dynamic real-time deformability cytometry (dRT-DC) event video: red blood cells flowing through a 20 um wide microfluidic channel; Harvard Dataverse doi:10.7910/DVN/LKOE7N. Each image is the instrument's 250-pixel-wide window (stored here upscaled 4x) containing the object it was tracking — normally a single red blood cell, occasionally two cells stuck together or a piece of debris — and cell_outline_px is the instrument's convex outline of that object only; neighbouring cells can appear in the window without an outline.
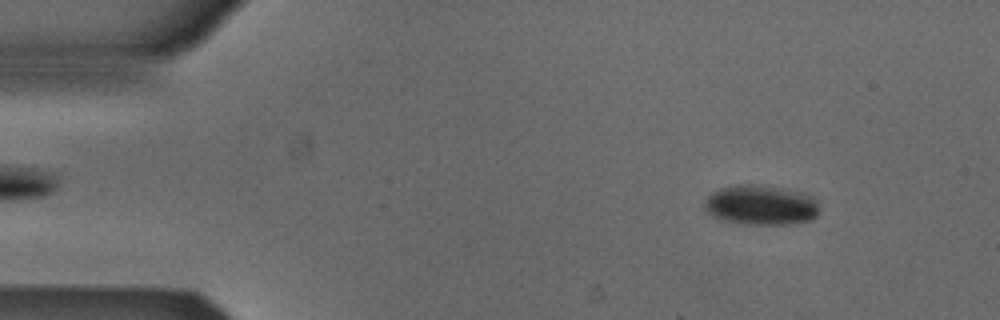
{"species": "Egyptian fruit bat (a non-hibernating species)", "species_latin": "Rousettus aegyptiacus", "temperature_condition": "cold", "stored_images_in_passage": 5, "camera_frame_rate_fps": 3000, "um_per_image_px": 0.085, "animal": {"sex": "male"}, "frame": {"image": 1, "passage_image": 1, "time_ms": 0.0, "image_size_px": [1000, 320], "cell_outline_px": [[816, 216], [812, 220], [788, 224], [756, 224], [724, 220], [712, 216], [704, 208], [704, 204], [708, 196], [712, 192], [720, 188], [736, 184], [756, 184], [784, 188], [804, 192], [816, 200]], "centroid_in_image_um": [64.66, 17.4], "position_along_channel_um": 20.3, "area_um2": 26.53}}
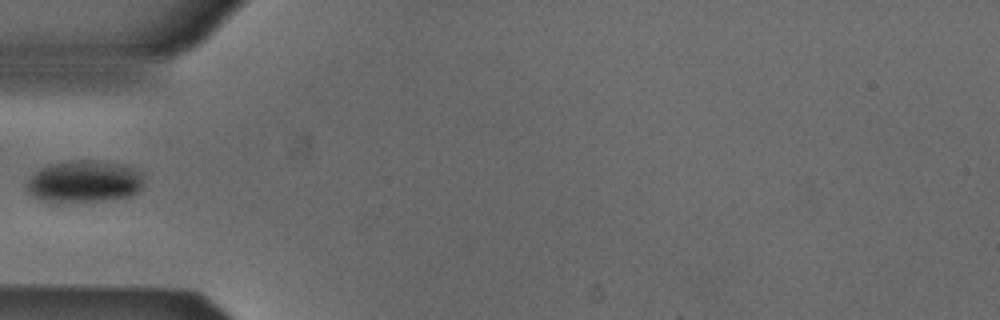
{"frame": {"image": 2, "passage_image": 4, "time_ms": 1.0, "image_size_px": [1000, 320], "cell_outline_px": [[144, 184], [132, 196], [112, 200], [56, 204], [40, 200], [32, 196], [28, 192], [28, 180], [40, 168], [48, 164], [72, 160], [88, 160], [116, 164], [140, 172], [144, 176]], "centroid_in_image_um": [7.13, 15.48], "position_along_channel_um": 77.9, "area_um2": 29.02}}
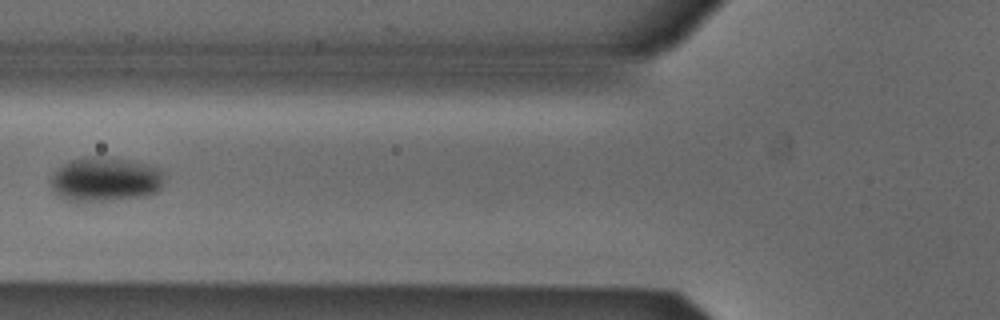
{"frame": {"image": 3, "passage_image": 5, "time_ms": 1.333, "image_size_px": [1000, 320], "cell_outline_px": [[164, 184], [156, 192], [148, 196], [112, 200], [68, 200], [56, 196], [52, 192], [48, 184], [48, 180], [56, 168], [72, 160], [84, 156], [100, 156], [148, 164], [164, 172]], "centroid_in_image_um": [8.9, 15.25], "position_along_channel_um": 116.9, "area_um2": 29.71}}